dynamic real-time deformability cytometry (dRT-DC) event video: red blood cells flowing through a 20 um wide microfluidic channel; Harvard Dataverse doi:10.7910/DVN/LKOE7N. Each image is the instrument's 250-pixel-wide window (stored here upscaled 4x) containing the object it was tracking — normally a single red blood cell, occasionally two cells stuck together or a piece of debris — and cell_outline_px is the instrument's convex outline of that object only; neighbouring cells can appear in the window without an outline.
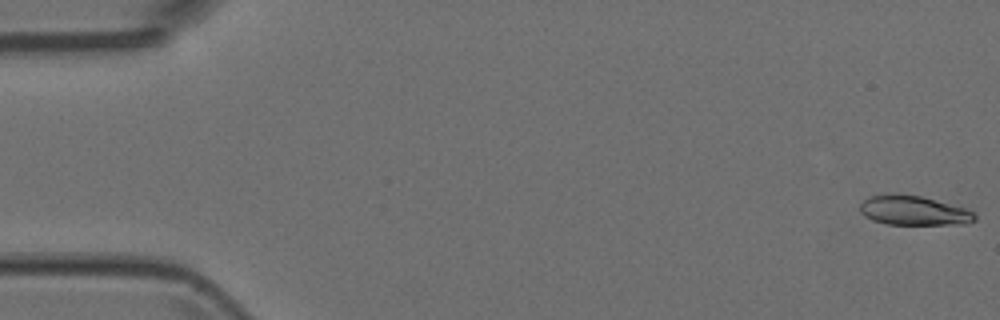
{"species": "Egyptian fruit bat (a non-hibernating species)", "species_latin": "Rousettus aegyptiacus", "temperature_condition": "room temperature", "stored_images_in_passage": 7, "segment_of_instrument_passage": [2, 2], "camera_frame_rate_fps": 3000, "um_per_image_px": 0.085, "animal": {"sex": "female"}, "frame": {"image": 1, "passage_image": 7, "time_ms": 2.0, "image_size_px": [1000, 320], "cell_outline_px": [[976, 220], [968, 224], [888, 224], [872, 220], [864, 216], [860, 212], [860, 204], [868, 196], [888, 192], [900, 192], [920, 196], [964, 208], [972, 212], [976, 216]], "centroid_in_image_um": [77.59, 17.87], "position_along_channel_um": 7.4, "area_um2": 19.94}}